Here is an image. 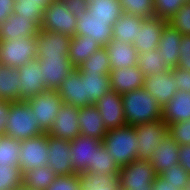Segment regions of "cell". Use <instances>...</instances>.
<instances>
[{
  "label": "cell",
  "instance_id": "6da1fadb",
  "mask_svg": "<svg viewBox=\"0 0 190 190\" xmlns=\"http://www.w3.org/2000/svg\"><path fill=\"white\" fill-rule=\"evenodd\" d=\"M126 125H138L162 119V106L145 88L121 94Z\"/></svg>",
  "mask_w": 190,
  "mask_h": 190
},
{
  "label": "cell",
  "instance_id": "7a4b0ae2",
  "mask_svg": "<svg viewBox=\"0 0 190 190\" xmlns=\"http://www.w3.org/2000/svg\"><path fill=\"white\" fill-rule=\"evenodd\" d=\"M102 143L120 168L137 159L138 140L133 126L107 130Z\"/></svg>",
  "mask_w": 190,
  "mask_h": 190
},
{
  "label": "cell",
  "instance_id": "3957f363",
  "mask_svg": "<svg viewBox=\"0 0 190 190\" xmlns=\"http://www.w3.org/2000/svg\"><path fill=\"white\" fill-rule=\"evenodd\" d=\"M45 132L26 100L11 103L10 116L5 127L6 136L23 141Z\"/></svg>",
  "mask_w": 190,
  "mask_h": 190
},
{
  "label": "cell",
  "instance_id": "277c9868",
  "mask_svg": "<svg viewBox=\"0 0 190 190\" xmlns=\"http://www.w3.org/2000/svg\"><path fill=\"white\" fill-rule=\"evenodd\" d=\"M36 36H17L13 41H0V64L9 67H22L37 59Z\"/></svg>",
  "mask_w": 190,
  "mask_h": 190
},
{
  "label": "cell",
  "instance_id": "5b68a950",
  "mask_svg": "<svg viewBox=\"0 0 190 190\" xmlns=\"http://www.w3.org/2000/svg\"><path fill=\"white\" fill-rule=\"evenodd\" d=\"M157 176L149 160H133L120 168L118 181L121 190H153Z\"/></svg>",
  "mask_w": 190,
  "mask_h": 190
},
{
  "label": "cell",
  "instance_id": "8992f818",
  "mask_svg": "<svg viewBox=\"0 0 190 190\" xmlns=\"http://www.w3.org/2000/svg\"><path fill=\"white\" fill-rule=\"evenodd\" d=\"M138 140L137 160H150L153 151L169 133L168 125L162 120L133 125Z\"/></svg>",
  "mask_w": 190,
  "mask_h": 190
},
{
  "label": "cell",
  "instance_id": "52a82bcc",
  "mask_svg": "<svg viewBox=\"0 0 190 190\" xmlns=\"http://www.w3.org/2000/svg\"><path fill=\"white\" fill-rule=\"evenodd\" d=\"M77 20L78 18L61 0H52L44 9L41 29L73 37L76 33Z\"/></svg>",
  "mask_w": 190,
  "mask_h": 190
},
{
  "label": "cell",
  "instance_id": "ba28073f",
  "mask_svg": "<svg viewBox=\"0 0 190 190\" xmlns=\"http://www.w3.org/2000/svg\"><path fill=\"white\" fill-rule=\"evenodd\" d=\"M19 169L22 174L31 169L48 165L47 132L20 141Z\"/></svg>",
  "mask_w": 190,
  "mask_h": 190
},
{
  "label": "cell",
  "instance_id": "9c48e42d",
  "mask_svg": "<svg viewBox=\"0 0 190 190\" xmlns=\"http://www.w3.org/2000/svg\"><path fill=\"white\" fill-rule=\"evenodd\" d=\"M43 74V84L47 90L57 91L59 86L74 70L69 56H48L46 58H37Z\"/></svg>",
  "mask_w": 190,
  "mask_h": 190
},
{
  "label": "cell",
  "instance_id": "30bf717a",
  "mask_svg": "<svg viewBox=\"0 0 190 190\" xmlns=\"http://www.w3.org/2000/svg\"><path fill=\"white\" fill-rule=\"evenodd\" d=\"M34 112L40 126L48 132L53 125L56 114L63 104L56 91L46 90L26 100Z\"/></svg>",
  "mask_w": 190,
  "mask_h": 190
},
{
  "label": "cell",
  "instance_id": "8fae6325",
  "mask_svg": "<svg viewBox=\"0 0 190 190\" xmlns=\"http://www.w3.org/2000/svg\"><path fill=\"white\" fill-rule=\"evenodd\" d=\"M78 107L63 103L48 135L72 141L80 135Z\"/></svg>",
  "mask_w": 190,
  "mask_h": 190
},
{
  "label": "cell",
  "instance_id": "7c38bea8",
  "mask_svg": "<svg viewBox=\"0 0 190 190\" xmlns=\"http://www.w3.org/2000/svg\"><path fill=\"white\" fill-rule=\"evenodd\" d=\"M48 140V167L58 175L76 174L71 162V142L47 134Z\"/></svg>",
  "mask_w": 190,
  "mask_h": 190
},
{
  "label": "cell",
  "instance_id": "4fadbf2b",
  "mask_svg": "<svg viewBox=\"0 0 190 190\" xmlns=\"http://www.w3.org/2000/svg\"><path fill=\"white\" fill-rule=\"evenodd\" d=\"M107 130L126 126L121 94L108 91L95 102Z\"/></svg>",
  "mask_w": 190,
  "mask_h": 190
},
{
  "label": "cell",
  "instance_id": "5bb4252c",
  "mask_svg": "<svg viewBox=\"0 0 190 190\" xmlns=\"http://www.w3.org/2000/svg\"><path fill=\"white\" fill-rule=\"evenodd\" d=\"M75 35L91 36L102 47H105L112 40V19H100L91 17V13L86 11L77 17Z\"/></svg>",
  "mask_w": 190,
  "mask_h": 190
},
{
  "label": "cell",
  "instance_id": "9a60e30c",
  "mask_svg": "<svg viewBox=\"0 0 190 190\" xmlns=\"http://www.w3.org/2000/svg\"><path fill=\"white\" fill-rule=\"evenodd\" d=\"M71 142V162L75 173L83 174L94 163L95 151L103 144L95 138L77 136Z\"/></svg>",
  "mask_w": 190,
  "mask_h": 190
},
{
  "label": "cell",
  "instance_id": "2e32d148",
  "mask_svg": "<svg viewBox=\"0 0 190 190\" xmlns=\"http://www.w3.org/2000/svg\"><path fill=\"white\" fill-rule=\"evenodd\" d=\"M70 39L69 35L40 29L36 35L37 58L68 56Z\"/></svg>",
  "mask_w": 190,
  "mask_h": 190
},
{
  "label": "cell",
  "instance_id": "e0dca14e",
  "mask_svg": "<svg viewBox=\"0 0 190 190\" xmlns=\"http://www.w3.org/2000/svg\"><path fill=\"white\" fill-rule=\"evenodd\" d=\"M166 23V20L155 16L143 19L142 24L137 28V37L132 44L138 53L158 49L159 39Z\"/></svg>",
  "mask_w": 190,
  "mask_h": 190
},
{
  "label": "cell",
  "instance_id": "ac0fdd59",
  "mask_svg": "<svg viewBox=\"0 0 190 190\" xmlns=\"http://www.w3.org/2000/svg\"><path fill=\"white\" fill-rule=\"evenodd\" d=\"M174 82L175 77L169 70L160 74L145 76L144 88L164 107L178 91L177 85Z\"/></svg>",
  "mask_w": 190,
  "mask_h": 190
},
{
  "label": "cell",
  "instance_id": "d6986e66",
  "mask_svg": "<svg viewBox=\"0 0 190 190\" xmlns=\"http://www.w3.org/2000/svg\"><path fill=\"white\" fill-rule=\"evenodd\" d=\"M41 29V22L38 19L25 18L22 15L12 13L0 25V41L11 40L15 37L36 36Z\"/></svg>",
  "mask_w": 190,
  "mask_h": 190
},
{
  "label": "cell",
  "instance_id": "ffe728a7",
  "mask_svg": "<svg viewBox=\"0 0 190 190\" xmlns=\"http://www.w3.org/2000/svg\"><path fill=\"white\" fill-rule=\"evenodd\" d=\"M109 76L111 90H114L119 94L144 88L145 76L138 66L111 68Z\"/></svg>",
  "mask_w": 190,
  "mask_h": 190
},
{
  "label": "cell",
  "instance_id": "44dd1931",
  "mask_svg": "<svg viewBox=\"0 0 190 190\" xmlns=\"http://www.w3.org/2000/svg\"><path fill=\"white\" fill-rule=\"evenodd\" d=\"M56 92L63 103L71 104L78 108L91 105L86 99L82 74L77 68H74Z\"/></svg>",
  "mask_w": 190,
  "mask_h": 190
},
{
  "label": "cell",
  "instance_id": "7402d4cb",
  "mask_svg": "<svg viewBox=\"0 0 190 190\" xmlns=\"http://www.w3.org/2000/svg\"><path fill=\"white\" fill-rule=\"evenodd\" d=\"M42 76L43 74L36 60L19 67V78L21 80L19 90L22 100H27L47 90L43 84Z\"/></svg>",
  "mask_w": 190,
  "mask_h": 190
},
{
  "label": "cell",
  "instance_id": "603a6c76",
  "mask_svg": "<svg viewBox=\"0 0 190 190\" xmlns=\"http://www.w3.org/2000/svg\"><path fill=\"white\" fill-rule=\"evenodd\" d=\"M179 144L168 133L162 142L153 151L150 162L156 174L159 175L167 168L179 164Z\"/></svg>",
  "mask_w": 190,
  "mask_h": 190
},
{
  "label": "cell",
  "instance_id": "cb8c5ba5",
  "mask_svg": "<svg viewBox=\"0 0 190 190\" xmlns=\"http://www.w3.org/2000/svg\"><path fill=\"white\" fill-rule=\"evenodd\" d=\"M182 34L168 22L165 24L158 43V49L170 69L177 67L180 56Z\"/></svg>",
  "mask_w": 190,
  "mask_h": 190
},
{
  "label": "cell",
  "instance_id": "d4e9b609",
  "mask_svg": "<svg viewBox=\"0 0 190 190\" xmlns=\"http://www.w3.org/2000/svg\"><path fill=\"white\" fill-rule=\"evenodd\" d=\"M78 114L80 134L103 141L107 129L98 108L95 105L84 106L78 109Z\"/></svg>",
  "mask_w": 190,
  "mask_h": 190
},
{
  "label": "cell",
  "instance_id": "484cf974",
  "mask_svg": "<svg viewBox=\"0 0 190 190\" xmlns=\"http://www.w3.org/2000/svg\"><path fill=\"white\" fill-rule=\"evenodd\" d=\"M162 120L167 125L190 120V92L178 90L162 107Z\"/></svg>",
  "mask_w": 190,
  "mask_h": 190
},
{
  "label": "cell",
  "instance_id": "4316f807",
  "mask_svg": "<svg viewBox=\"0 0 190 190\" xmlns=\"http://www.w3.org/2000/svg\"><path fill=\"white\" fill-rule=\"evenodd\" d=\"M105 48L109 55L111 68L137 66L138 52L132 44L112 39Z\"/></svg>",
  "mask_w": 190,
  "mask_h": 190
},
{
  "label": "cell",
  "instance_id": "83f0119b",
  "mask_svg": "<svg viewBox=\"0 0 190 190\" xmlns=\"http://www.w3.org/2000/svg\"><path fill=\"white\" fill-rule=\"evenodd\" d=\"M93 37L74 35L70 39L68 56L72 65L77 68L102 46Z\"/></svg>",
  "mask_w": 190,
  "mask_h": 190
},
{
  "label": "cell",
  "instance_id": "f1b7e54d",
  "mask_svg": "<svg viewBox=\"0 0 190 190\" xmlns=\"http://www.w3.org/2000/svg\"><path fill=\"white\" fill-rule=\"evenodd\" d=\"M143 19V17L123 12L113 25L112 39L126 44H133L137 37V28L142 24Z\"/></svg>",
  "mask_w": 190,
  "mask_h": 190
},
{
  "label": "cell",
  "instance_id": "f546056e",
  "mask_svg": "<svg viewBox=\"0 0 190 190\" xmlns=\"http://www.w3.org/2000/svg\"><path fill=\"white\" fill-rule=\"evenodd\" d=\"M20 81L19 68L0 64V100L22 101Z\"/></svg>",
  "mask_w": 190,
  "mask_h": 190
},
{
  "label": "cell",
  "instance_id": "4dcf8cb0",
  "mask_svg": "<svg viewBox=\"0 0 190 190\" xmlns=\"http://www.w3.org/2000/svg\"><path fill=\"white\" fill-rule=\"evenodd\" d=\"M85 96L91 105L111 90L110 76L108 74H82Z\"/></svg>",
  "mask_w": 190,
  "mask_h": 190
},
{
  "label": "cell",
  "instance_id": "1f68e13d",
  "mask_svg": "<svg viewBox=\"0 0 190 190\" xmlns=\"http://www.w3.org/2000/svg\"><path fill=\"white\" fill-rule=\"evenodd\" d=\"M85 172L101 174L104 176H119L120 167L102 144L95 151L94 163L90 164Z\"/></svg>",
  "mask_w": 190,
  "mask_h": 190
},
{
  "label": "cell",
  "instance_id": "d6a6232c",
  "mask_svg": "<svg viewBox=\"0 0 190 190\" xmlns=\"http://www.w3.org/2000/svg\"><path fill=\"white\" fill-rule=\"evenodd\" d=\"M88 11L93 18L112 19V25L123 13L119 0H89Z\"/></svg>",
  "mask_w": 190,
  "mask_h": 190
},
{
  "label": "cell",
  "instance_id": "836d02e7",
  "mask_svg": "<svg viewBox=\"0 0 190 190\" xmlns=\"http://www.w3.org/2000/svg\"><path fill=\"white\" fill-rule=\"evenodd\" d=\"M137 66L144 76L160 74L171 70L165 59L162 58L159 49H154L146 53H138Z\"/></svg>",
  "mask_w": 190,
  "mask_h": 190
},
{
  "label": "cell",
  "instance_id": "e575fe53",
  "mask_svg": "<svg viewBox=\"0 0 190 190\" xmlns=\"http://www.w3.org/2000/svg\"><path fill=\"white\" fill-rule=\"evenodd\" d=\"M81 74H110L111 65L105 47L99 48L86 61L77 67Z\"/></svg>",
  "mask_w": 190,
  "mask_h": 190
},
{
  "label": "cell",
  "instance_id": "d590c367",
  "mask_svg": "<svg viewBox=\"0 0 190 190\" xmlns=\"http://www.w3.org/2000/svg\"><path fill=\"white\" fill-rule=\"evenodd\" d=\"M22 175V183L36 190H45L57 177L48 166H40L35 169L27 170Z\"/></svg>",
  "mask_w": 190,
  "mask_h": 190
},
{
  "label": "cell",
  "instance_id": "8d00e7d4",
  "mask_svg": "<svg viewBox=\"0 0 190 190\" xmlns=\"http://www.w3.org/2000/svg\"><path fill=\"white\" fill-rule=\"evenodd\" d=\"M82 190H121L118 176H104L90 172L81 174Z\"/></svg>",
  "mask_w": 190,
  "mask_h": 190
},
{
  "label": "cell",
  "instance_id": "74e56055",
  "mask_svg": "<svg viewBox=\"0 0 190 190\" xmlns=\"http://www.w3.org/2000/svg\"><path fill=\"white\" fill-rule=\"evenodd\" d=\"M20 141L9 136H0V165L19 166Z\"/></svg>",
  "mask_w": 190,
  "mask_h": 190
},
{
  "label": "cell",
  "instance_id": "f35d334b",
  "mask_svg": "<svg viewBox=\"0 0 190 190\" xmlns=\"http://www.w3.org/2000/svg\"><path fill=\"white\" fill-rule=\"evenodd\" d=\"M122 11L143 18L154 17V0H119Z\"/></svg>",
  "mask_w": 190,
  "mask_h": 190
},
{
  "label": "cell",
  "instance_id": "ab89813d",
  "mask_svg": "<svg viewBox=\"0 0 190 190\" xmlns=\"http://www.w3.org/2000/svg\"><path fill=\"white\" fill-rule=\"evenodd\" d=\"M166 182H170L173 187L178 190H186L190 184V174L179 164L174 167L167 168L159 174Z\"/></svg>",
  "mask_w": 190,
  "mask_h": 190
},
{
  "label": "cell",
  "instance_id": "60d3db41",
  "mask_svg": "<svg viewBox=\"0 0 190 190\" xmlns=\"http://www.w3.org/2000/svg\"><path fill=\"white\" fill-rule=\"evenodd\" d=\"M19 166L0 165V190H12L22 183Z\"/></svg>",
  "mask_w": 190,
  "mask_h": 190
},
{
  "label": "cell",
  "instance_id": "b9f144b4",
  "mask_svg": "<svg viewBox=\"0 0 190 190\" xmlns=\"http://www.w3.org/2000/svg\"><path fill=\"white\" fill-rule=\"evenodd\" d=\"M185 3V0H154V16L168 22Z\"/></svg>",
  "mask_w": 190,
  "mask_h": 190
},
{
  "label": "cell",
  "instance_id": "7bdbcfd3",
  "mask_svg": "<svg viewBox=\"0 0 190 190\" xmlns=\"http://www.w3.org/2000/svg\"><path fill=\"white\" fill-rule=\"evenodd\" d=\"M43 12L44 10L37 3L27 0H15L14 14L22 15L25 18L38 19L42 23Z\"/></svg>",
  "mask_w": 190,
  "mask_h": 190
},
{
  "label": "cell",
  "instance_id": "ee69618b",
  "mask_svg": "<svg viewBox=\"0 0 190 190\" xmlns=\"http://www.w3.org/2000/svg\"><path fill=\"white\" fill-rule=\"evenodd\" d=\"M168 23L176 28L182 35H190V3H185L171 17Z\"/></svg>",
  "mask_w": 190,
  "mask_h": 190
},
{
  "label": "cell",
  "instance_id": "f6af8a7d",
  "mask_svg": "<svg viewBox=\"0 0 190 190\" xmlns=\"http://www.w3.org/2000/svg\"><path fill=\"white\" fill-rule=\"evenodd\" d=\"M81 174L58 175L45 190H82Z\"/></svg>",
  "mask_w": 190,
  "mask_h": 190
},
{
  "label": "cell",
  "instance_id": "bcb514c9",
  "mask_svg": "<svg viewBox=\"0 0 190 190\" xmlns=\"http://www.w3.org/2000/svg\"><path fill=\"white\" fill-rule=\"evenodd\" d=\"M169 134L179 144H190V120L168 125Z\"/></svg>",
  "mask_w": 190,
  "mask_h": 190
},
{
  "label": "cell",
  "instance_id": "7dc6e473",
  "mask_svg": "<svg viewBox=\"0 0 190 190\" xmlns=\"http://www.w3.org/2000/svg\"><path fill=\"white\" fill-rule=\"evenodd\" d=\"M177 67L182 70L190 71V35H182Z\"/></svg>",
  "mask_w": 190,
  "mask_h": 190
},
{
  "label": "cell",
  "instance_id": "c3c4849f",
  "mask_svg": "<svg viewBox=\"0 0 190 190\" xmlns=\"http://www.w3.org/2000/svg\"><path fill=\"white\" fill-rule=\"evenodd\" d=\"M175 77V84L178 90L190 92V71L182 70L178 67L170 70Z\"/></svg>",
  "mask_w": 190,
  "mask_h": 190
},
{
  "label": "cell",
  "instance_id": "681fc988",
  "mask_svg": "<svg viewBox=\"0 0 190 190\" xmlns=\"http://www.w3.org/2000/svg\"><path fill=\"white\" fill-rule=\"evenodd\" d=\"M65 7L76 17L88 11L89 0H61Z\"/></svg>",
  "mask_w": 190,
  "mask_h": 190
},
{
  "label": "cell",
  "instance_id": "f907efd6",
  "mask_svg": "<svg viewBox=\"0 0 190 190\" xmlns=\"http://www.w3.org/2000/svg\"><path fill=\"white\" fill-rule=\"evenodd\" d=\"M12 101L0 100V136L5 135V127L10 116V106Z\"/></svg>",
  "mask_w": 190,
  "mask_h": 190
},
{
  "label": "cell",
  "instance_id": "816d5d0a",
  "mask_svg": "<svg viewBox=\"0 0 190 190\" xmlns=\"http://www.w3.org/2000/svg\"><path fill=\"white\" fill-rule=\"evenodd\" d=\"M179 165L190 174V144L179 145Z\"/></svg>",
  "mask_w": 190,
  "mask_h": 190
},
{
  "label": "cell",
  "instance_id": "f5cc1de1",
  "mask_svg": "<svg viewBox=\"0 0 190 190\" xmlns=\"http://www.w3.org/2000/svg\"><path fill=\"white\" fill-rule=\"evenodd\" d=\"M15 0H0V25L13 13Z\"/></svg>",
  "mask_w": 190,
  "mask_h": 190
},
{
  "label": "cell",
  "instance_id": "db71d44e",
  "mask_svg": "<svg viewBox=\"0 0 190 190\" xmlns=\"http://www.w3.org/2000/svg\"><path fill=\"white\" fill-rule=\"evenodd\" d=\"M153 190H178L171 185L170 182H166L162 177L157 175L153 182Z\"/></svg>",
  "mask_w": 190,
  "mask_h": 190
},
{
  "label": "cell",
  "instance_id": "11a10c76",
  "mask_svg": "<svg viewBox=\"0 0 190 190\" xmlns=\"http://www.w3.org/2000/svg\"><path fill=\"white\" fill-rule=\"evenodd\" d=\"M34 3H37L43 10L46 8V6L52 1V0H27Z\"/></svg>",
  "mask_w": 190,
  "mask_h": 190
},
{
  "label": "cell",
  "instance_id": "9f6ffc18",
  "mask_svg": "<svg viewBox=\"0 0 190 190\" xmlns=\"http://www.w3.org/2000/svg\"><path fill=\"white\" fill-rule=\"evenodd\" d=\"M12 190H36V189H34L33 187H30L28 185H25L24 183H21L15 189H12Z\"/></svg>",
  "mask_w": 190,
  "mask_h": 190
},
{
  "label": "cell",
  "instance_id": "6f0895ef",
  "mask_svg": "<svg viewBox=\"0 0 190 190\" xmlns=\"http://www.w3.org/2000/svg\"><path fill=\"white\" fill-rule=\"evenodd\" d=\"M186 190H190V184L187 186Z\"/></svg>",
  "mask_w": 190,
  "mask_h": 190
}]
</instances>
